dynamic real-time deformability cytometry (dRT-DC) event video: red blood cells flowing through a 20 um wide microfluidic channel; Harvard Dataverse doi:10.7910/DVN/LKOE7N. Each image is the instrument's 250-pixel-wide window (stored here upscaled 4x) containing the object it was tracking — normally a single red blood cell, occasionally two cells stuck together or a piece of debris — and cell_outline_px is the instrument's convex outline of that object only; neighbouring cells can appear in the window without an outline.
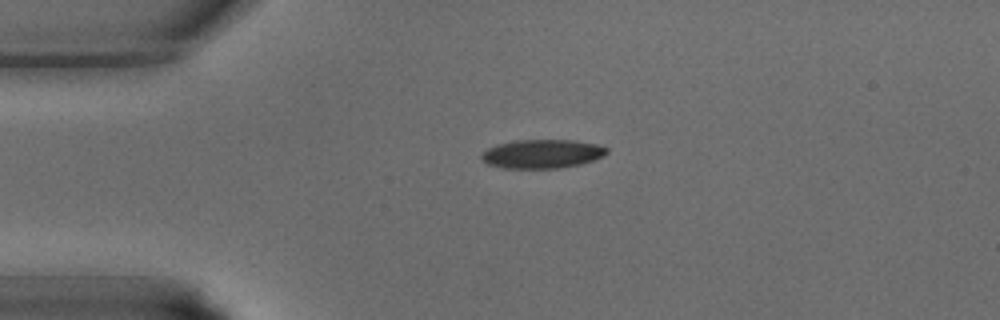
{"species": "common noctule bat (a hibernating species)", "species_latin": "Nyctalus noctula", "temperature_condition": "warm", "stored_images_in_passage": 31, "camera_frame_rate_fps": 3000, "um_per_image_px": 0.085, "animal": {"sex": "male", "body_mass_g": 15.6}, "frame": {"image": 1, "passage_image": 1, "time_ms": 0.0, "image_size_px": [1000, 320], "cell_outline_px": [[608, 152], [604, 156], [580, 164], [560, 168], [504, 168], [488, 164], [480, 156], [488, 148], [496, 144], [512, 140], [572, 140], [596, 144], [608, 148]], "centroid_in_image_um": [46.08, 13.07], "position_along_channel_um": 38.9, "area_um2": 20.98}}
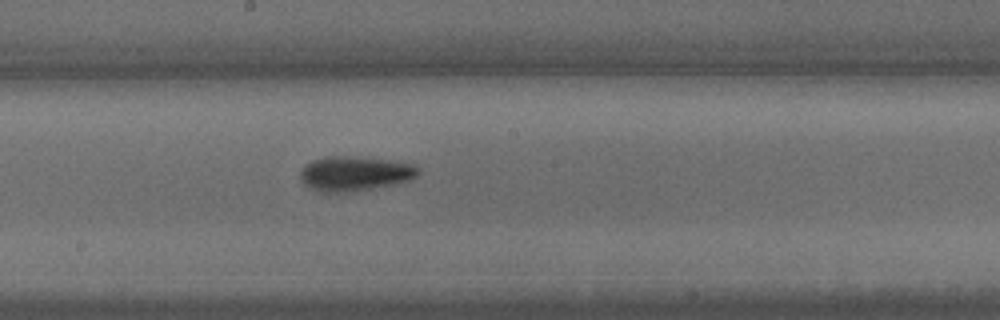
{"frame": {"image": 2, "passage_image": 13, "time_ms": 4.0, "image_size_px": [1000, 320], "cell_outline_px": [[420, 172], [412, 180], [372, 188], [344, 192], [320, 192], [308, 188], [300, 180], [300, 168], [304, 164], [312, 160], [328, 156], [336, 156], [396, 160], [416, 164], [420, 168]], "centroid_in_image_um": [30.15, 14.74], "position_along_channel_um": 218.0, "area_um2": 24.04}}
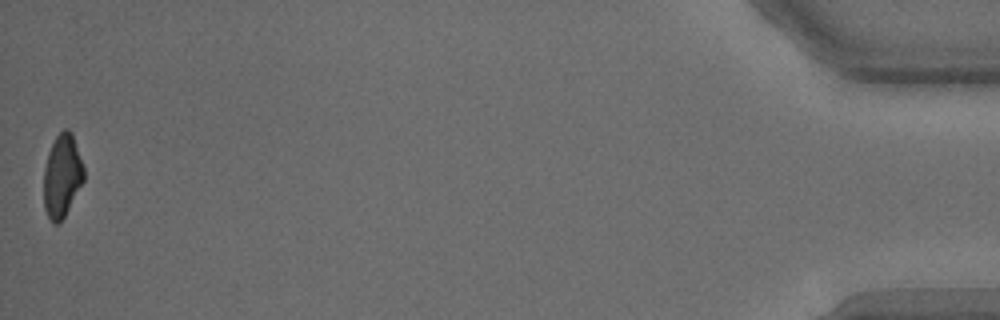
{"frame": {"image": 3, "passage_image": 31, "time_ms": 10.0, "image_size_px": [1000, 320], "cell_outline_px": [[84, 180], [60, 224], [52, 224], [44, 208], [44, 168], [48, 152], [56, 136], [64, 128], [68, 128], [72, 132], [84, 168]], "centroid_in_image_um": [5.27, 14.95], "position_along_channel_um": 429.9, "area_um2": 19.42}}